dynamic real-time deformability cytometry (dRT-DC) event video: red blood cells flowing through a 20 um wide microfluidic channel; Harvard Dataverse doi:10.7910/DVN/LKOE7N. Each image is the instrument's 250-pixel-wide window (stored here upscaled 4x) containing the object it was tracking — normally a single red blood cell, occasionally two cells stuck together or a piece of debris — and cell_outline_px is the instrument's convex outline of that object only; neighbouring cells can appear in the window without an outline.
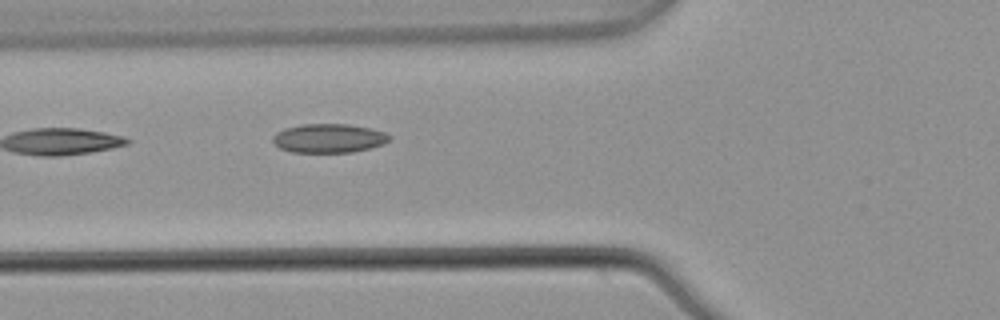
{"species": "common noctule bat (a hibernating species)", "species_latin": "Nyctalus noctula", "temperature_condition": "warm", "stored_images_in_passage": 4, "camera_frame_rate_fps": 3000, "um_per_image_px": 0.085, "animal": {"sex": "male", "body_mass_g": 21.5, "forearm_length_mm": 52.0}, "frame": {"image": 1, "passage_image": 4, "time_ms": 1.0, "image_size_px": [1000, 320], "cell_outline_px": [[392, 136], [384, 144], [352, 152], [292, 152], [280, 148], [272, 140], [272, 136], [276, 132], [284, 128], [304, 124], [348, 124], [372, 128], [384, 132]], "centroid_in_image_um": [27.94, 11.74], "position_along_channel_um": 97.9, "area_um2": 19.65}}